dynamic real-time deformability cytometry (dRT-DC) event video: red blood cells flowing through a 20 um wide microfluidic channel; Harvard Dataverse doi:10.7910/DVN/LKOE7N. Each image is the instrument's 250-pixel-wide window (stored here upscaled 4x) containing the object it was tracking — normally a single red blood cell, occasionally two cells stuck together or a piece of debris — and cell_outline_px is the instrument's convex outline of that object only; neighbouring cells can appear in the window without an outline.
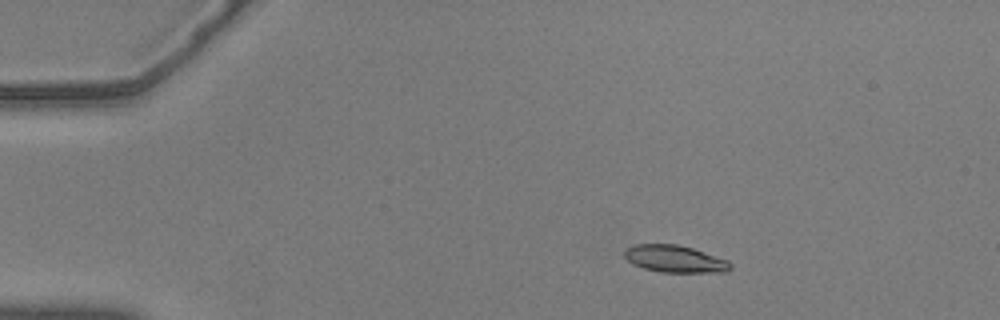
{"species": "common noctule bat (a hibernating species)", "species_latin": "Nyctalus noctula", "temperature_condition": "warm", "stored_images_in_passage": 56, "camera_frame_rate_fps": 3000, "um_per_image_px": 0.085, "animal": {"sex": "male", "body_mass_g": 20.5, "forearm_length_mm": 52.5}, "frame": {"image": 1, "passage_image": 10, "time_ms": 3.0, "image_size_px": [1000, 320], "cell_outline_px": [[732, 268], [724, 272], [660, 272], [644, 268], [632, 264], [624, 256], [624, 252], [628, 248], [636, 244], [676, 244], [692, 248], [728, 260], [732, 264]], "centroid_in_image_um": [57.37, 22.01], "position_along_channel_um": 27.6, "area_um2": 16.65}}
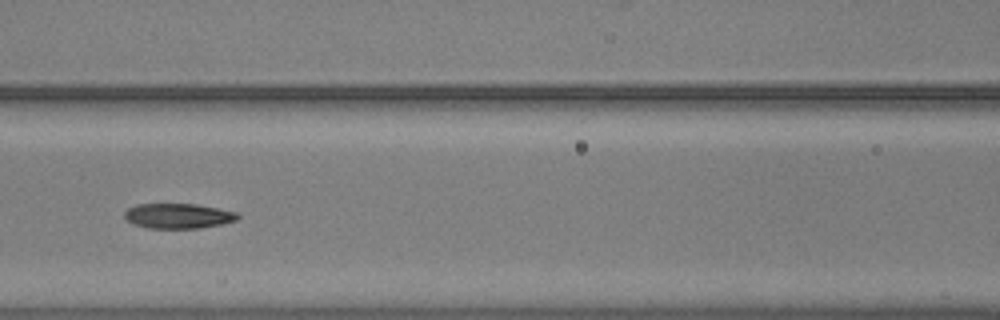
{"frame": {"image": 2, "passage_image": 26, "time_ms": 8.333, "image_size_px": [1000, 320], "cell_outline_px": [[240, 216], [236, 220], [224, 224], [200, 228], [148, 228], [132, 224], [124, 216], [124, 212], [128, 208], [136, 204], [196, 204], [236, 212]], "centroid_in_image_um": [15.13, 18.36], "position_along_channel_um": 151.5, "area_um2": 16.53}}
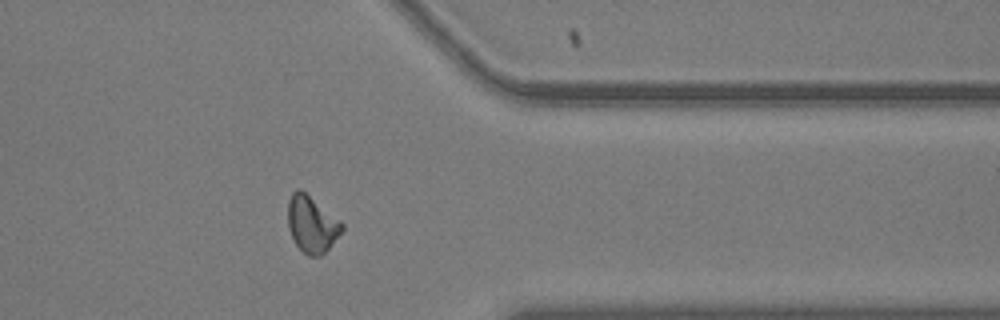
{"frame": {"image": 3, "passage_image": 46, "time_ms": 15.0, "image_size_px": [1000, 320], "cell_outline_px": [[344, 228], [328, 248], [320, 256], [308, 256], [296, 244], [288, 228], [288, 200], [292, 192], [296, 188], [300, 188], [340, 220], [344, 224]], "centroid_in_image_um": [26.49, 19.03], "position_along_channel_um": 384.9, "area_um2": 17.63}, "authors_computed_cell_mechanics": {"area_um2": 16.9354, "velocity_mm_per_s": 3.6495, "shape_relaxation_time_tau1_ms": null, "shape_relaxation_time_tau2_ms": 2.91, "deformation_change_tau1": null, "deformation_change_tau2": 0.0913}}